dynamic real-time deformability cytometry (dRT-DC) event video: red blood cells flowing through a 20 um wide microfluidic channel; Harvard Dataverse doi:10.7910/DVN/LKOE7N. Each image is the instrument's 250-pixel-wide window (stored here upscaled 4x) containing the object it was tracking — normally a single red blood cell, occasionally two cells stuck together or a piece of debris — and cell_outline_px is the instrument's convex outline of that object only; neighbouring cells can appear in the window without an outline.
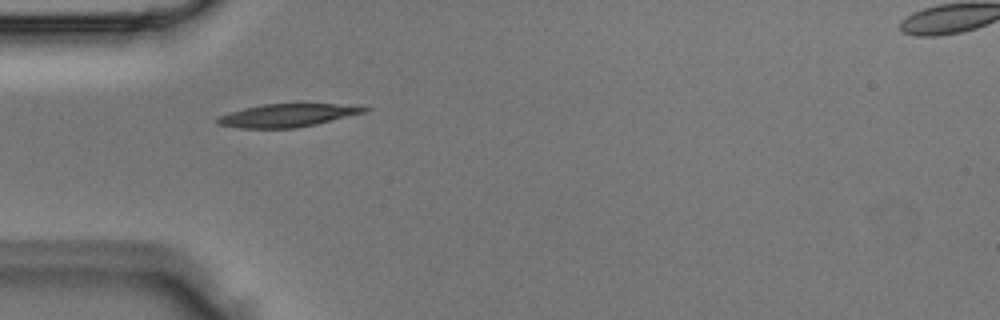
{"species": "Egyptian fruit bat (a non-hibernating species)", "species_latin": "Rousettus aegyptiacus", "temperature_condition": "room temperature", "stored_images_in_passage": 2, "camera_frame_rate_fps": 3000, "um_per_image_px": 0.085, "animal": {"sex": "male"}, "frame": {"image": 1, "passage_image": 1, "time_ms": 0.0, "image_size_px": [1000, 320], "cell_outline_px": [[372, 108], [368, 112], [316, 124], [296, 128], [236, 128], [216, 124], [216, 120], [220, 116], [244, 108], [264, 104], [336, 104]], "centroid_in_image_um": [24.45, 9.81], "position_along_channel_um": 60.6, "area_um2": 19.59}}